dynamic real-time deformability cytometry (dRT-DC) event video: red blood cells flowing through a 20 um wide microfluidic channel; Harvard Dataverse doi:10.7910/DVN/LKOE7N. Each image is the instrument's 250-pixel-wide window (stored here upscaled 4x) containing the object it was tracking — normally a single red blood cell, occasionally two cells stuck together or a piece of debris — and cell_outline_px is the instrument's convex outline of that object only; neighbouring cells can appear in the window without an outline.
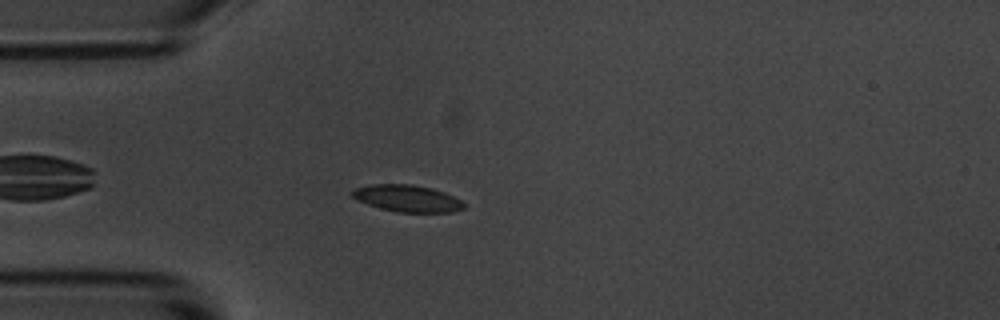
{"species": "common noctule bat (a hibernating species)", "species_latin": "Nyctalus noctula", "temperature_condition": "room temperature", "stored_images_in_passage": 47, "camera_frame_rate_fps": 3000, "um_per_image_px": 0.085, "animal": {"sex": "male", "body_mass_g": 20.1, "forearm_length_mm": 53.5}, "frame": {"image": 1, "passage_image": 6, "time_ms": 1.667, "image_size_px": [1000, 320], "cell_outline_px": [[464, 208], [452, 212], [396, 212], [380, 208], [356, 200], [352, 196], [352, 192], [356, 188], [372, 184], [408, 184], [432, 188], [444, 192], [460, 200], [464, 204]], "centroid_in_image_um": [34.6, 16.86], "position_along_channel_um": 50.4, "area_um2": 17.28}}
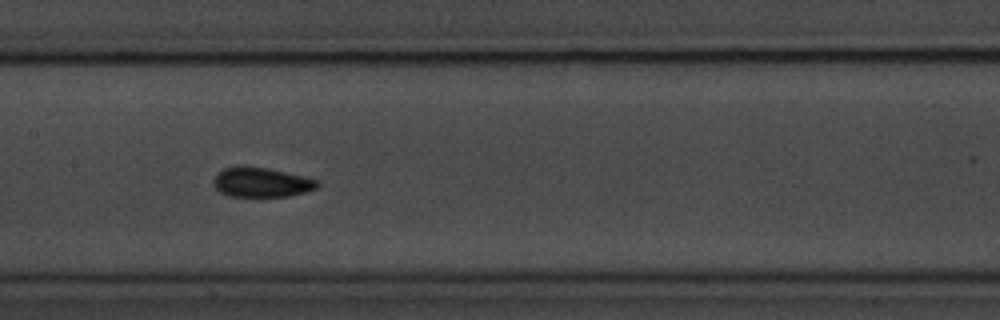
{"frame": {"image": 2, "passage_image": 18, "time_ms": 5.667, "image_size_px": [1000, 320], "cell_outline_px": [[320, 184], [316, 188], [308, 192], [288, 196], [228, 196], [220, 192], [212, 184], [212, 180], [216, 172], [224, 168], [236, 164], [244, 164], [268, 168], [304, 176], [316, 180]], "centroid_in_image_um": [22.15, 15.46], "position_along_channel_um": 185.2, "area_um2": 18.44}}
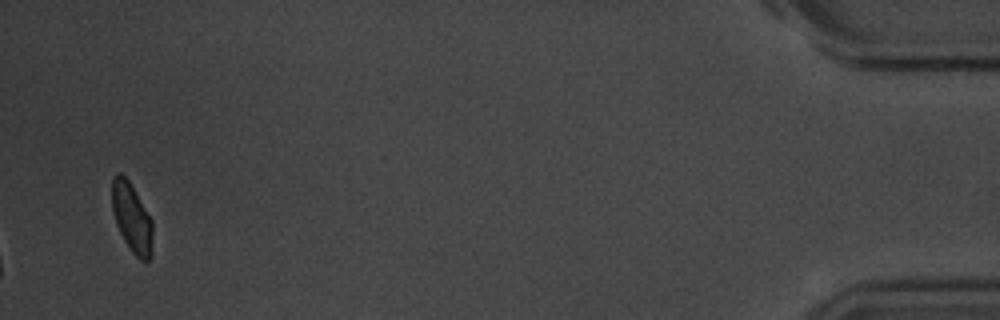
{"frame": {"image": 3, "passage_image": 45, "time_ms": 14.667, "image_size_px": [1000, 320], "cell_outline_px": [[152, 252], [148, 260], [140, 260], [132, 252], [124, 240], [116, 224], [112, 212], [112, 176], [116, 172], [120, 172], [128, 180], [152, 220]], "centroid_in_image_um": [11.18, 18.5], "position_along_channel_um": 424.0, "area_um2": 16.3}, "authors_computed_cell_mechanics": {"area_um2": 17.3978, "velocity_mm_per_s": 3.6061, "shape_relaxation_time_tau1_ms": 2.3324, "shape_relaxation_time_tau2_ms": 1.5686, "deformation_change_tau1": 0.0921, "deformation_change_tau2": 0.0662}}